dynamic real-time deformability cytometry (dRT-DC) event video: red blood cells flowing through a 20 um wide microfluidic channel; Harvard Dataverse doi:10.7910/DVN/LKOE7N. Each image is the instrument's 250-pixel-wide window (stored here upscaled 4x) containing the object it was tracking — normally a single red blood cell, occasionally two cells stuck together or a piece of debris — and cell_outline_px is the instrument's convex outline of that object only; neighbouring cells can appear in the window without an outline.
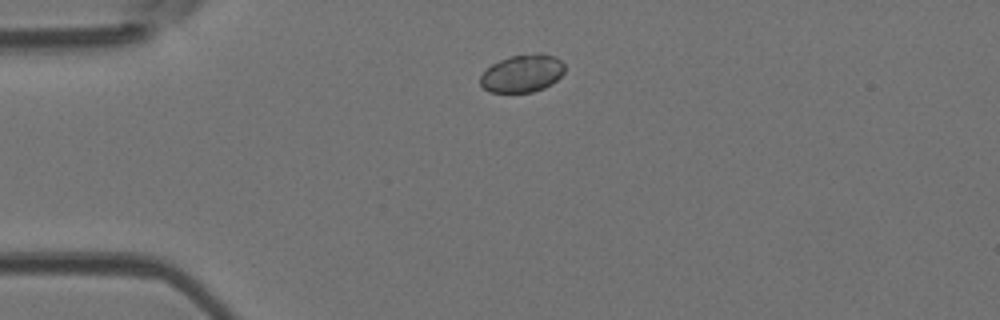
{"species": "Egyptian fruit bat (a non-hibernating species)", "species_latin": "Rousettus aegyptiacus", "temperature_condition": "room temperature", "stored_images_in_passage": 4, "camera_frame_rate_fps": 3000, "um_per_image_px": 0.085, "animal": {"sex": "female"}, "frame": {"image": 1, "passage_image": 1, "time_ms": 0.0, "image_size_px": [1000, 320], "cell_outline_px": [[564, 72], [552, 84], [544, 88], [532, 92], [488, 92], [480, 84], [480, 76], [492, 64], [508, 56], [536, 52], [540, 52], [556, 56], [564, 64]], "centroid_in_image_um": [44.41, 6.22], "position_along_channel_um": 40.6, "area_um2": 18.73}}
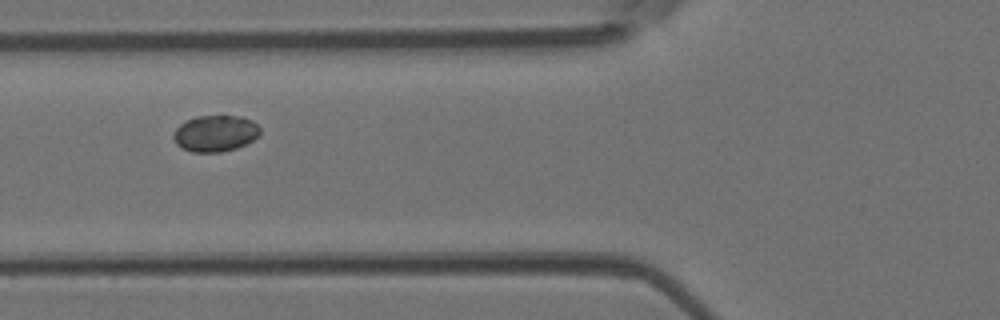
{"frame": {"image": 2, "passage_image": 3, "time_ms": 0.667, "image_size_px": [1000, 320], "cell_outline_px": [[260, 136], [236, 148], [220, 152], [192, 152], [180, 148], [176, 144], [172, 136], [176, 128], [180, 124], [196, 116], [244, 116], [252, 120], [260, 128]], "centroid_in_image_um": [18.29, 11.34], "position_along_channel_um": 107.5, "area_um2": 18.44}}
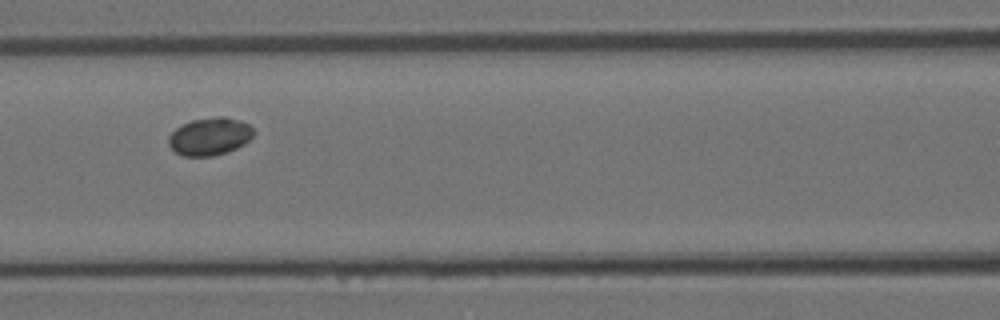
{"frame": {"image": 3, "passage_image": 4, "time_ms": 1.0, "image_size_px": [1000, 320], "cell_outline_px": [[256, 132], [244, 144], [228, 152], [212, 156], [184, 156], [176, 152], [168, 144], [168, 136], [176, 128], [192, 120], [216, 116], [224, 116], [240, 120], [248, 124]], "centroid_in_image_um": [17.84, 11.59], "position_along_channel_um": 148.8, "area_um2": 18.67}}